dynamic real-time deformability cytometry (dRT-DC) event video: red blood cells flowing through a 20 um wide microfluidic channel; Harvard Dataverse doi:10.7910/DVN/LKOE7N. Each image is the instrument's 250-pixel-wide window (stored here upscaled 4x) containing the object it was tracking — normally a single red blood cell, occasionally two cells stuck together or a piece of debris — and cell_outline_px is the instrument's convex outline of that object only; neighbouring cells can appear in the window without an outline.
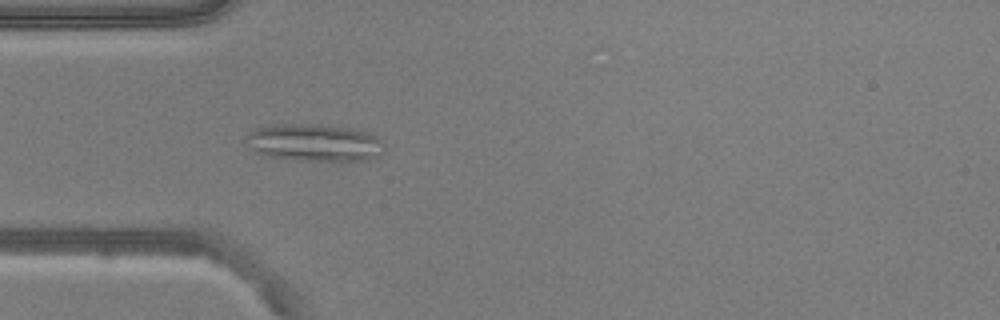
{"species": "common noctule bat (a hibernating species)", "species_latin": "Nyctalus noctula", "temperature_condition": "warm", "stored_images_in_passage": 38, "camera_frame_rate_fps": 3000, "um_per_image_px": 0.085, "animal": {"sex": "male", "body_mass_g": 20.5, "forearm_length_mm": 52.5}, "frame": {"image": 1, "passage_image": 1, "time_ms": 0.0, "image_size_px": [1000, 320], "cell_outline_px": [[384, 148], [376, 156], [368, 160], [292, 160], [268, 156], [256, 152], [244, 140], [244, 136], [256, 128], [276, 124], [320, 124], [352, 128], [368, 132], [376, 136], [384, 144]], "centroid_in_image_um": [26.69, 12.11], "position_along_channel_um": 58.3, "area_um2": 30.11}, "authors_computed_cell_mechanics": {"area_um2": 24.1315, "velocity_mm_per_s": 3.8545, "shape_relaxation_time_tau1_ms": null, "shape_relaxation_time_tau2_ms": 1.5718, "deformation_change_tau1": null, "deformation_change_tau2": 0.1176}}